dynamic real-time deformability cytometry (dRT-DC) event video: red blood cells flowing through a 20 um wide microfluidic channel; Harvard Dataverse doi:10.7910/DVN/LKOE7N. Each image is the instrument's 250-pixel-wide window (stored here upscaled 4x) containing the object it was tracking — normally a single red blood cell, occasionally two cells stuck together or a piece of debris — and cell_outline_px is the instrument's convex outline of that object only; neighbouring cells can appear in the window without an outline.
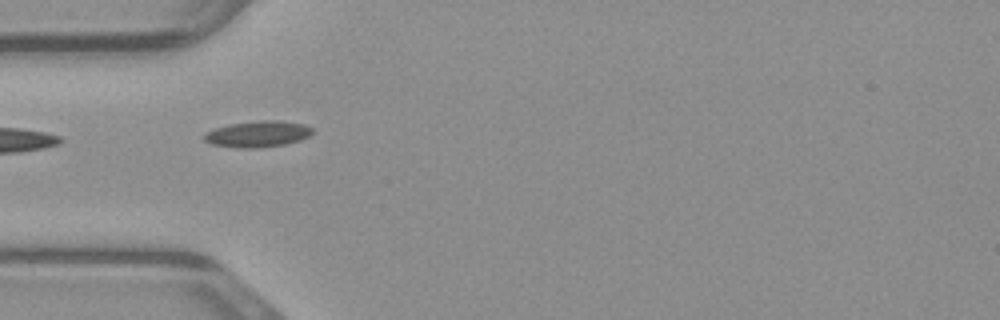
{"species": "common noctule bat (a hibernating species)", "species_latin": "Nyctalus noctula", "temperature_condition": "warm", "stored_images_in_passage": 13, "camera_frame_rate_fps": 3000, "um_per_image_px": 0.085, "animal": {"sex": "male", "body_mass_g": 23.1, "forearm_length_mm": 52.7}, "frame": {"image": 1, "passage_image": 1, "time_ms": 0.0, "image_size_px": [1000, 320], "cell_outline_px": [[312, 132], [308, 136], [300, 140], [284, 144], [256, 148], [240, 148], [212, 144], [204, 140], [204, 132], [228, 124], [260, 120], [280, 120], [304, 124], [312, 128]], "centroid_in_image_um": [21.89, 11.38], "position_along_channel_um": 63.1, "area_um2": 16.47}}
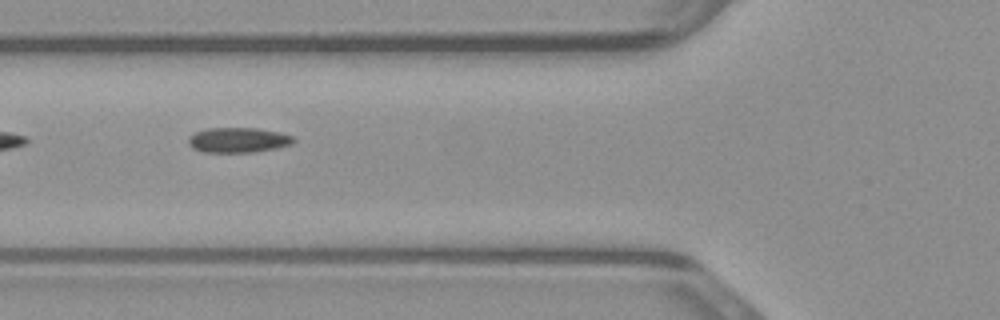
{"frame": {"image": 2, "passage_image": 4, "time_ms": 1.0, "image_size_px": [1000, 320], "cell_outline_px": [[296, 140], [292, 144], [276, 148], [256, 152], [204, 152], [192, 148], [188, 144], [188, 136], [196, 132], [208, 128], [256, 128], [280, 132], [292, 136]], "centroid_in_image_um": [20.24, 11.9], "position_along_channel_um": 105.6, "area_um2": 15.43}}
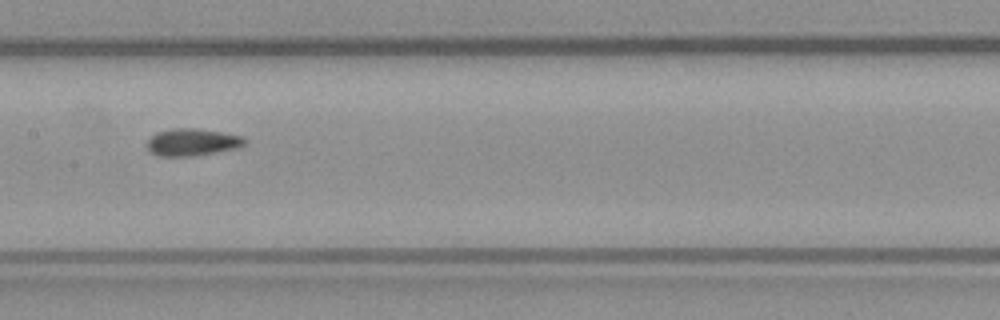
{"frame": {"image": 3, "passage_image": 10, "time_ms": 3.0, "image_size_px": [1000, 320], "cell_outline_px": [[248, 140], [244, 144], [236, 148], [216, 152], [192, 156], [156, 156], [148, 152], [144, 144], [156, 132], [172, 128], [196, 128], [244, 136]], "centroid_in_image_um": [16.28, 12.09], "position_along_channel_um": 191.1, "area_um2": 15.72}}